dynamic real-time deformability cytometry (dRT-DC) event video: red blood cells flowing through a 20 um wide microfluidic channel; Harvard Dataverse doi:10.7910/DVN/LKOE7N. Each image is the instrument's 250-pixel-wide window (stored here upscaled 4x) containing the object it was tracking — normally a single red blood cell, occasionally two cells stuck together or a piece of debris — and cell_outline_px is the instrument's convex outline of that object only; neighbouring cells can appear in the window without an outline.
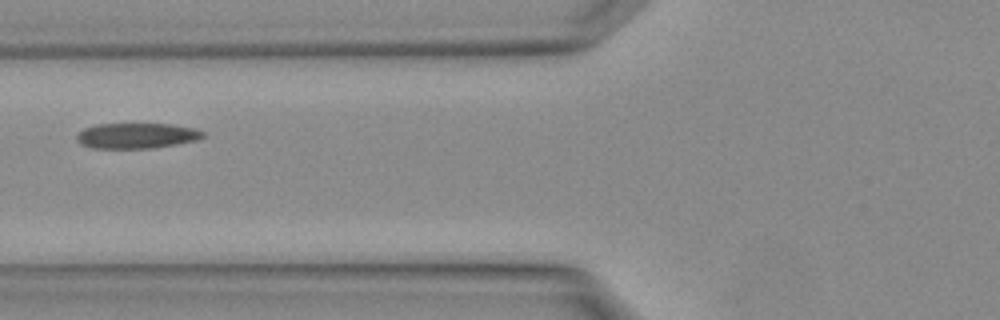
{"species": "Egyptian fruit bat (a non-hibernating species)", "species_latin": "Rousettus aegyptiacus", "temperature_condition": "warm", "stored_images_in_passage": 3, "camera_frame_rate_fps": 3000, "um_per_image_px": 0.085, "animal": {"sex": "female"}, "frame": {"image": 1, "passage_image": 3, "time_ms": 0.667, "image_size_px": [1000, 320], "cell_outline_px": [[204, 136], [196, 140], [176, 144], [152, 148], [92, 148], [80, 144], [76, 140], [76, 136], [84, 128], [96, 124], [172, 124], [196, 128], [204, 132]], "centroid_in_image_um": [11.6, 11.53], "position_along_channel_um": 114.2, "area_um2": 18.73}}